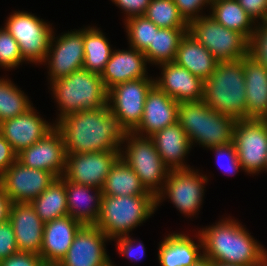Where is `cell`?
Wrapping results in <instances>:
<instances>
[{"mask_svg": "<svg viewBox=\"0 0 267 266\" xmlns=\"http://www.w3.org/2000/svg\"><path fill=\"white\" fill-rule=\"evenodd\" d=\"M179 103L154 85L147 93L143 116L133 131H145L149 137L167 126L177 123Z\"/></svg>", "mask_w": 267, "mask_h": 266, "instance_id": "44dd1931", "label": "cell"}, {"mask_svg": "<svg viewBox=\"0 0 267 266\" xmlns=\"http://www.w3.org/2000/svg\"><path fill=\"white\" fill-rule=\"evenodd\" d=\"M102 195L139 196L152 194L145 190L132 168L119 157L106 177Z\"/></svg>", "mask_w": 267, "mask_h": 266, "instance_id": "83f0119b", "label": "cell"}, {"mask_svg": "<svg viewBox=\"0 0 267 266\" xmlns=\"http://www.w3.org/2000/svg\"><path fill=\"white\" fill-rule=\"evenodd\" d=\"M163 77L155 85L178 103L203 99L204 81L175 62L161 64Z\"/></svg>", "mask_w": 267, "mask_h": 266, "instance_id": "d6986e66", "label": "cell"}, {"mask_svg": "<svg viewBox=\"0 0 267 266\" xmlns=\"http://www.w3.org/2000/svg\"><path fill=\"white\" fill-rule=\"evenodd\" d=\"M134 134V132L126 133L125 137L129 139L131 136V141L126 150L127 155L120 154V158L132 168L145 190L156 198L158 205L163 192L156 184L160 185L161 180L167 178L171 169L166 168L151 137L137 138Z\"/></svg>", "mask_w": 267, "mask_h": 266, "instance_id": "ba28073f", "label": "cell"}, {"mask_svg": "<svg viewBox=\"0 0 267 266\" xmlns=\"http://www.w3.org/2000/svg\"><path fill=\"white\" fill-rule=\"evenodd\" d=\"M188 33V28H159L154 33L153 44L144 52L148 61L170 63L175 61L181 39Z\"/></svg>", "mask_w": 267, "mask_h": 266, "instance_id": "1f68e13d", "label": "cell"}, {"mask_svg": "<svg viewBox=\"0 0 267 266\" xmlns=\"http://www.w3.org/2000/svg\"><path fill=\"white\" fill-rule=\"evenodd\" d=\"M245 12L253 19L260 17L267 21V0H238Z\"/></svg>", "mask_w": 267, "mask_h": 266, "instance_id": "b9f144b4", "label": "cell"}, {"mask_svg": "<svg viewBox=\"0 0 267 266\" xmlns=\"http://www.w3.org/2000/svg\"><path fill=\"white\" fill-rule=\"evenodd\" d=\"M120 150L67 154L64 176L76 184L102 189Z\"/></svg>", "mask_w": 267, "mask_h": 266, "instance_id": "4fadbf2b", "label": "cell"}, {"mask_svg": "<svg viewBox=\"0 0 267 266\" xmlns=\"http://www.w3.org/2000/svg\"><path fill=\"white\" fill-rule=\"evenodd\" d=\"M11 205V200L0 188V223L5 222L9 219Z\"/></svg>", "mask_w": 267, "mask_h": 266, "instance_id": "7dc6e473", "label": "cell"}, {"mask_svg": "<svg viewBox=\"0 0 267 266\" xmlns=\"http://www.w3.org/2000/svg\"><path fill=\"white\" fill-rule=\"evenodd\" d=\"M210 149H214L217 152L216 154L218 155V157L223 156L225 154L228 156L229 164H227V168L232 170V172H235L239 167H241L234 143H230L228 145H223V146L212 147ZM222 167L224 168V165Z\"/></svg>", "mask_w": 267, "mask_h": 266, "instance_id": "f6af8a7d", "label": "cell"}, {"mask_svg": "<svg viewBox=\"0 0 267 266\" xmlns=\"http://www.w3.org/2000/svg\"><path fill=\"white\" fill-rule=\"evenodd\" d=\"M103 266H113V265L111 264V261L109 260Z\"/></svg>", "mask_w": 267, "mask_h": 266, "instance_id": "816d5d0a", "label": "cell"}, {"mask_svg": "<svg viewBox=\"0 0 267 266\" xmlns=\"http://www.w3.org/2000/svg\"><path fill=\"white\" fill-rule=\"evenodd\" d=\"M82 226L69 215L45 222L39 254L44 263H59Z\"/></svg>", "mask_w": 267, "mask_h": 266, "instance_id": "ffe728a7", "label": "cell"}, {"mask_svg": "<svg viewBox=\"0 0 267 266\" xmlns=\"http://www.w3.org/2000/svg\"><path fill=\"white\" fill-rule=\"evenodd\" d=\"M41 266H61L59 263H43Z\"/></svg>", "mask_w": 267, "mask_h": 266, "instance_id": "f907efd6", "label": "cell"}, {"mask_svg": "<svg viewBox=\"0 0 267 266\" xmlns=\"http://www.w3.org/2000/svg\"><path fill=\"white\" fill-rule=\"evenodd\" d=\"M52 41L47 53H53L50 63L51 80L55 81L70 75L72 72L83 68L84 61V41L83 31L64 34L57 40L56 46L52 50ZM50 52V53H49Z\"/></svg>", "mask_w": 267, "mask_h": 266, "instance_id": "7402d4cb", "label": "cell"}, {"mask_svg": "<svg viewBox=\"0 0 267 266\" xmlns=\"http://www.w3.org/2000/svg\"><path fill=\"white\" fill-rule=\"evenodd\" d=\"M177 6L179 13L184 20L189 24L191 21L200 18L199 16H193L205 3L211 2V0H173ZM200 7V8H199Z\"/></svg>", "mask_w": 267, "mask_h": 266, "instance_id": "60d3db41", "label": "cell"}, {"mask_svg": "<svg viewBox=\"0 0 267 266\" xmlns=\"http://www.w3.org/2000/svg\"><path fill=\"white\" fill-rule=\"evenodd\" d=\"M42 257L30 252L18 251L14 255L0 261V266H41Z\"/></svg>", "mask_w": 267, "mask_h": 266, "instance_id": "ab89813d", "label": "cell"}, {"mask_svg": "<svg viewBox=\"0 0 267 266\" xmlns=\"http://www.w3.org/2000/svg\"><path fill=\"white\" fill-rule=\"evenodd\" d=\"M174 62L203 81L211 76L218 63L215 57L188 33L179 43Z\"/></svg>", "mask_w": 267, "mask_h": 266, "instance_id": "484cf974", "label": "cell"}, {"mask_svg": "<svg viewBox=\"0 0 267 266\" xmlns=\"http://www.w3.org/2000/svg\"><path fill=\"white\" fill-rule=\"evenodd\" d=\"M192 266H213V262L205 255H202Z\"/></svg>", "mask_w": 267, "mask_h": 266, "instance_id": "c3c4849f", "label": "cell"}, {"mask_svg": "<svg viewBox=\"0 0 267 266\" xmlns=\"http://www.w3.org/2000/svg\"><path fill=\"white\" fill-rule=\"evenodd\" d=\"M5 29L19 44L23 59L42 62L47 59L51 28L32 14L16 12L9 17Z\"/></svg>", "mask_w": 267, "mask_h": 266, "instance_id": "30bf717a", "label": "cell"}, {"mask_svg": "<svg viewBox=\"0 0 267 266\" xmlns=\"http://www.w3.org/2000/svg\"><path fill=\"white\" fill-rule=\"evenodd\" d=\"M155 81L146 78L117 84L108 90L107 100H113L108 107L127 132H133L140 124L147 93ZM110 105V106H109Z\"/></svg>", "mask_w": 267, "mask_h": 266, "instance_id": "9c48e42d", "label": "cell"}, {"mask_svg": "<svg viewBox=\"0 0 267 266\" xmlns=\"http://www.w3.org/2000/svg\"><path fill=\"white\" fill-rule=\"evenodd\" d=\"M13 227L18 250L40 254L44 222L30 203H12L8 219Z\"/></svg>", "mask_w": 267, "mask_h": 266, "instance_id": "2e32d148", "label": "cell"}, {"mask_svg": "<svg viewBox=\"0 0 267 266\" xmlns=\"http://www.w3.org/2000/svg\"><path fill=\"white\" fill-rule=\"evenodd\" d=\"M119 239H118V248H119V251H120V253L121 254H126V256H129L130 258L131 257H134L133 255H135L134 254V250H133V245H132V241H131V239L129 238V237H126L125 235L124 236H120V237H118ZM129 238V239H128ZM139 247H141L140 248V250L139 251H141L140 252V254H141V256L140 257H142L143 255H144V246H143V244L142 243H140V245H139ZM138 247V248H139ZM136 256V258L135 259H138L139 257H137V255H135ZM133 259V258H132Z\"/></svg>", "mask_w": 267, "mask_h": 266, "instance_id": "bcb514c9", "label": "cell"}, {"mask_svg": "<svg viewBox=\"0 0 267 266\" xmlns=\"http://www.w3.org/2000/svg\"><path fill=\"white\" fill-rule=\"evenodd\" d=\"M83 41V69L101 75L112 54L108 41L94 28L83 31Z\"/></svg>", "mask_w": 267, "mask_h": 266, "instance_id": "d6a6232c", "label": "cell"}, {"mask_svg": "<svg viewBox=\"0 0 267 266\" xmlns=\"http://www.w3.org/2000/svg\"><path fill=\"white\" fill-rule=\"evenodd\" d=\"M132 49L133 51L130 49V51L112 52L110 59L100 75L107 91L117 84L146 78V56L144 52H140L134 48Z\"/></svg>", "mask_w": 267, "mask_h": 266, "instance_id": "cb8c5ba5", "label": "cell"}, {"mask_svg": "<svg viewBox=\"0 0 267 266\" xmlns=\"http://www.w3.org/2000/svg\"><path fill=\"white\" fill-rule=\"evenodd\" d=\"M23 60L17 41L5 28L0 30V65L11 68Z\"/></svg>", "mask_w": 267, "mask_h": 266, "instance_id": "8d00e7d4", "label": "cell"}, {"mask_svg": "<svg viewBox=\"0 0 267 266\" xmlns=\"http://www.w3.org/2000/svg\"><path fill=\"white\" fill-rule=\"evenodd\" d=\"M126 27L132 48L140 52H145L153 44L154 33L159 29L144 15L128 18Z\"/></svg>", "mask_w": 267, "mask_h": 266, "instance_id": "d590c367", "label": "cell"}, {"mask_svg": "<svg viewBox=\"0 0 267 266\" xmlns=\"http://www.w3.org/2000/svg\"><path fill=\"white\" fill-rule=\"evenodd\" d=\"M91 188L92 186L76 184L66 179L68 214L82 225H95L100 214L102 189H98L96 195L91 196L90 194H87ZM93 200L97 203L94 208L91 207L92 205L88 206L87 204V201L91 203ZM84 201L86 202L84 204L87 205V208L85 207L84 209L83 207V209H81L82 205H80V203H83Z\"/></svg>", "mask_w": 267, "mask_h": 266, "instance_id": "4316f807", "label": "cell"}, {"mask_svg": "<svg viewBox=\"0 0 267 266\" xmlns=\"http://www.w3.org/2000/svg\"><path fill=\"white\" fill-rule=\"evenodd\" d=\"M188 34L201 43L218 62L238 61L249 54V41L239 32L219 24L212 16L188 24Z\"/></svg>", "mask_w": 267, "mask_h": 266, "instance_id": "52a82bcc", "label": "cell"}, {"mask_svg": "<svg viewBox=\"0 0 267 266\" xmlns=\"http://www.w3.org/2000/svg\"><path fill=\"white\" fill-rule=\"evenodd\" d=\"M203 102L219 113L237 120L246 118V85L242 59L218 62L204 81Z\"/></svg>", "mask_w": 267, "mask_h": 266, "instance_id": "3957f363", "label": "cell"}, {"mask_svg": "<svg viewBox=\"0 0 267 266\" xmlns=\"http://www.w3.org/2000/svg\"><path fill=\"white\" fill-rule=\"evenodd\" d=\"M17 160V153L0 133V176Z\"/></svg>", "mask_w": 267, "mask_h": 266, "instance_id": "7bdbcfd3", "label": "cell"}, {"mask_svg": "<svg viewBox=\"0 0 267 266\" xmlns=\"http://www.w3.org/2000/svg\"><path fill=\"white\" fill-rule=\"evenodd\" d=\"M31 108L27 97L11 82L0 80V123L14 118Z\"/></svg>", "mask_w": 267, "mask_h": 266, "instance_id": "e575fe53", "label": "cell"}, {"mask_svg": "<svg viewBox=\"0 0 267 266\" xmlns=\"http://www.w3.org/2000/svg\"><path fill=\"white\" fill-rule=\"evenodd\" d=\"M177 122L188 135L190 143L199 141L207 147L233 143L237 119L207 106L203 100L179 103Z\"/></svg>", "mask_w": 267, "mask_h": 266, "instance_id": "277c9868", "label": "cell"}, {"mask_svg": "<svg viewBox=\"0 0 267 266\" xmlns=\"http://www.w3.org/2000/svg\"><path fill=\"white\" fill-rule=\"evenodd\" d=\"M144 16L159 28H188L173 0H151Z\"/></svg>", "mask_w": 267, "mask_h": 266, "instance_id": "836d02e7", "label": "cell"}, {"mask_svg": "<svg viewBox=\"0 0 267 266\" xmlns=\"http://www.w3.org/2000/svg\"><path fill=\"white\" fill-rule=\"evenodd\" d=\"M66 200V178L60 177L30 204L45 223L69 215Z\"/></svg>", "mask_w": 267, "mask_h": 266, "instance_id": "f546056e", "label": "cell"}, {"mask_svg": "<svg viewBox=\"0 0 267 266\" xmlns=\"http://www.w3.org/2000/svg\"><path fill=\"white\" fill-rule=\"evenodd\" d=\"M105 238L108 237L95 225H83L59 264L61 266H103L110 260L104 248Z\"/></svg>", "mask_w": 267, "mask_h": 266, "instance_id": "9a60e30c", "label": "cell"}, {"mask_svg": "<svg viewBox=\"0 0 267 266\" xmlns=\"http://www.w3.org/2000/svg\"><path fill=\"white\" fill-rule=\"evenodd\" d=\"M66 155L63 136L53 127L42 139L21 150L17 161L25 167L48 171L60 178L66 170Z\"/></svg>", "mask_w": 267, "mask_h": 266, "instance_id": "5bb4252c", "label": "cell"}, {"mask_svg": "<svg viewBox=\"0 0 267 266\" xmlns=\"http://www.w3.org/2000/svg\"><path fill=\"white\" fill-rule=\"evenodd\" d=\"M213 266H245V265L213 263Z\"/></svg>", "mask_w": 267, "mask_h": 266, "instance_id": "681fc988", "label": "cell"}, {"mask_svg": "<svg viewBox=\"0 0 267 266\" xmlns=\"http://www.w3.org/2000/svg\"><path fill=\"white\" fill-rule=\"evenodd\" d=\"M262 23L249 41V55L267 69V21Z\"/></svg>", "mask_w": 267, "mask_h": 266, "instance_id": "74e56055", "label": "cell"}, {"mask_svg": "<svg viewBox=\"0 0 267 266\" xmlns=\"http://www.w3.org/2000/svg\"><path fill=\"white\" fill-rule=\"evenodd\" d=\"M18 251L11 222L7 220L0 223V261L14 255Z\"/></svg>", "mask_w": 267, "mask_h": 266, "instance_id": "f35d334b", "label": "cell"}, {"mask_svg": "<svg viewBox=\"0 0 267 266\" xmlns=\"http://www.w3.org/2000/svg\"><path fill=\"white\" fill-rule=\"evenodd\" d=\"M129 14L127 18L144 15L151 0H113Z\"/></svg>", "mask_w": 267, "mask_h": 266, "instance_id": "ee69618b", "label": "cell"}, {"mask_svg": "<svg viewBox=\"0 0 267 266\" xmlns=\"http://www.w3.org/2000/svg\"><path fill=\"white\" fill-rule=\"evenodd\" d=\"M233 143L244 170L249 173H256L262 168H266L267 119L245 118L237 120Z\"/></svg>", "mask_w": 267, "mask_h": 266, "instance_id": "8fae6325", "label": "cell"}, {"mask_svg": "<svg viewBox=\"0 0 267 266\" xmlns=\"http://www.w3.org/2000/svg\"><path fill=\"white\" fill-rule=\"evenodd\" d=\"M246 85V118L267 119V69L249 54L242 58Z\"/></svg>", "mask_w": 267, "mask_h": 266, "instance_id": "603a6c76", "label": "cell"}, {"mask_svg": "<svg viewBox=\"0 0 267 266\" xmlns=\"http://www.w3.org/2000/svg\"><path fill=\"white\" fill-rule=\"evenodd\" d=\"M211 16L224 27L241 33L250 41L254 31L250 29L253 19L245 12L238 0H211ZM250 29V30H249Z\"/></svg>", "mask_w": 267, "mask_h": 266, "instance_id": "4dcf8cb0", "label": "cell"}, {"mask_svg": "<svg viewBox=\"0 0 267 266\" xmlns=\"http://www.w3.org/2000/svg\"><path fill=\"white\" fill-rule=\"evenodd\" d=\"M34 113L31 107L20 116L0 123V133L17 154L35 144L53 129Z\"/></svg>", "mask_w": 267, "mask_h": 266, "instance_id": "ac0fdd59", "label": "cell"}, {"mask_svg": "<svg viewBox=\"0 0 267 266\" xmlns=\"http://www.w3.org/2000/svg\"><path fill=\"white\" fill-rule=\"evenodd\" d=\"M55 179L51 172L25 167L16 160L0 176V188L12 203H31Z\"/></svg>", "mask_w": 267, "mask_h": 266, "instance_id": "7c38bea8", "label": "cell"}, {"mask_svg": "<svg viewBox=\"0 0 267 266\" xmlns=\"http://www.w3.org/2000/svg\"><path fill=\"white\" fill-rule=\"evenodd\" d=\"M207 180L204 176L196 174L190 169L170 170L165 181V190L183 213L193 215L201 203L203 183Z\"/></svg>", "mask_w": 267, "mask_h": 266, "instance_id": "e0dca14e", "label": "cell"}, {"mask_svg": "<svg viewBox=\"0 0 267 266\" xmlns=\"http://www.w3.org/2000/svg\"><path fill=\"white\" fill-rule=\"evenodd\" d=\"M260 266H267V259Z\"/></svg>", "mask_w": 267, "mask_h": 266, "instance_id": "f5cc1de1", "label": "cell"}, {"mask_svg": "<svg viewBox=\"0 0 267 266\" xmlns=\"http://www.w3.org/2000/svg\"><path fill=\"white\" fill-rule=\"evenodd\" d=\"M201 257L198 245L182 234H171L159 248L161 266H192Z\"/></svg>", "mask_w": 267, "mask_h": 266, "instance_id": "f1b7e54d", "label": "cell"}, {"mask_svg": "<svg viewBox=\"0 0 267 266\" xmlns=\"http://www.w3.org/2000/svg\"><path fill=\"white\" fill-rule=\"evenodd\" d=\"M55 127L63 136L66 154L120 150L118 146L127 133L108 104L68 114Z\"/></svg>", "mask_w": 267, "mask_h": 266, "instance_id": "6da1fadb", "label": "cell"}, {"mask_svg": "<svg viewBox=\"0 0 267 266\" xmlns=\"http://www.w3.org/2000/svg\"><path fill=\"white\" fill-rule=\"evenodd\" d=\"M150 137L167 168L169 164L172 170L188 168L181 161L191 147V143L178 122L155 132Z\"/></svg>", "mask_w": 267, "mask_h": 266, "instance_id": "d4e9b609", "label": "cell"}, {"mask_svg": "<svg viewBox=\"0 0 267 266\" xmlns=\"http://www.w3.org/2000/svg\"><path fill=\"white\" fill-rule=\"evenodd\" d=\"M205 255L213 263L260 266L267 253L235 221L227 220L200 232Z\"/></svg>", "mask_w": 267, "mask_h": 266, "instance_id": "7a4b0ae2", "label": "cell"}, {"mask_svg": "<svg viewBox=\"0 0 267 266\" xmlns=\"http://www.w3.org/2000/svg\"><path fill=\"white\" fill-rule=\"evenodd\" d=\"M52 83L62 110L60 118L74 112L96 110L108 104V91L101 76L86 69L74 71Z\"/></svg>", "mask_w": 267, "mask_h": 266, "instance_id": "5b68a950", "label": "cell"}, {"mask_svg": "<svg viewBox=\"0 0 267 266\" xmlns=\"http://www.w3.org/2000/svg\"><path fill=\"white\" fill-rule=\"evenodd\" d=\"M155 207L156 198L153 195H102L95 226L110 239L127 235L129 230L148 219Z\"/></svg>", "mask_w": 267, "mask_h": 266, "instance_id": "8992f818", "label": "cell"}]
</instances>
